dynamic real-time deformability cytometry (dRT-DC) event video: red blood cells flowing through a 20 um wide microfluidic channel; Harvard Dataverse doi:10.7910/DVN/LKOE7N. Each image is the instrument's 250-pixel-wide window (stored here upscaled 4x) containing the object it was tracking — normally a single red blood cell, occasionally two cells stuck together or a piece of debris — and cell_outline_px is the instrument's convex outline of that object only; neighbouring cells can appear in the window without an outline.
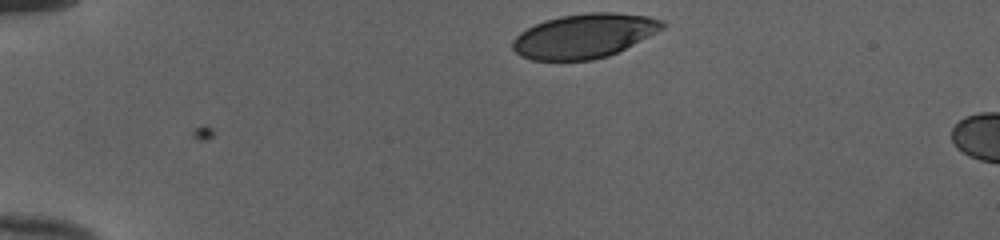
{"species": "human", "species_latin": "Homo sapiens", "temperature_condition": "cold", "stored_images_in_passage": 35, "camera_frame_rate_fps": 3000, "um_per_image_px": 0.085, "donor": {"sex": "female"}, "frame": {"image": 1, "passage_image": 1, "time_ms": 0.0, "image_size_px": [1000, 240], "cell_outline_px": [[668, 24], [664, 28], [608, 56], [592, 60], [532, 60], [520, 56], [512, 48], [512, 40], [520, 32], [544, 20], [560, 16], [588, 12], [612, 12], [648, 16], [664, 20]], "centroid_in_image_um": [49.65, 3.04], "position_along_channel_um": 35.4, "area_um2": 38.55}}
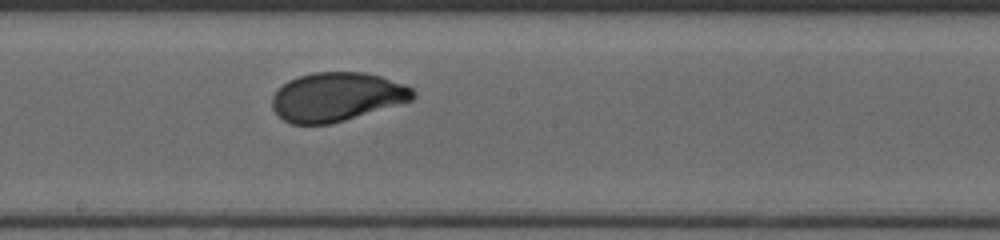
{"frame": {"image": 2, "passage_image": 20, "time_ms": 6.333, "image_size_px": [1000, 240], "cell_outline_px": [[416, 96], [412, 100], [332, 124], [292, 124], [284, 120], [272, 108], [272, 96], [288, 80], [312, 72], [364, 72], [380, 76], [404, 84], [412, 88], [416, 92]], "centroid_in_image_um": [28.63, 8.23], "position_along_channel_um": 219.6, "area_um2": 39.94}}
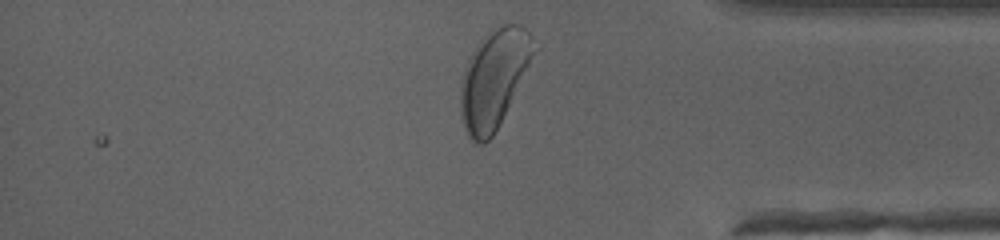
{"frame": {"image": 3, "passage_image": 34, "time_ms": 11.0, "image_size_px": [1000, 240], "cell_outline_px": [[532, 52], [528, 64], [492, 136], [484, 144], [476, 144], [468, 136], [460, 116], [460, 80], [464, 68], [472, 52], [492, 32], [504, 24], [516, 24], [524, 28], [532, 36]], "centroid_in_image_um": [41.89, 6.76], "position_along_channel_um": 393.3, "area_um2": 39.94}, "authors_computed_cell_mechanics": {"area_um2": 40.0554, "velocity_mm_per_s": 3.9831, "shape_relaxation_time_tau1_ms": 2.5139, "shape_relaxation_time_tau2_ms": null, "deformation_change_tau1": 0.15, "deformation_change_tau2": null}}